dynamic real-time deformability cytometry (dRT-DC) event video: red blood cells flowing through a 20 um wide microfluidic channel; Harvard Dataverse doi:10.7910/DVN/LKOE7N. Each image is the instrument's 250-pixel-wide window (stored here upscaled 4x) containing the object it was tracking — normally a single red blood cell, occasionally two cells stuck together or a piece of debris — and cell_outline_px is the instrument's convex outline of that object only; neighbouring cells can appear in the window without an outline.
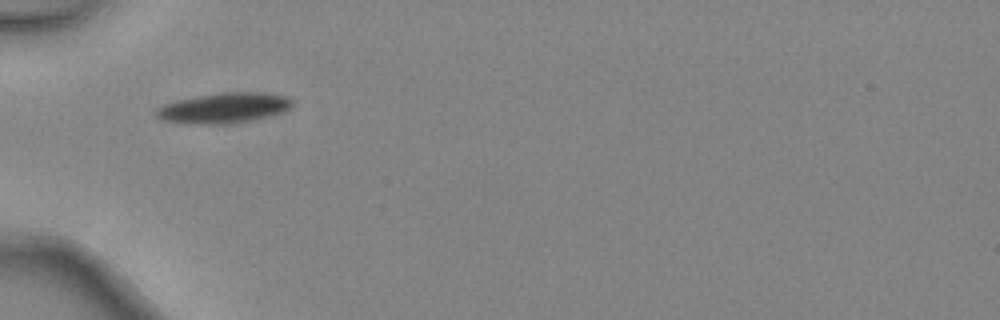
{"species": "common noctule bat (a hibernating species)", "species_latin": "Nyctalus noctula", "temperature_condition": "warm", "stored_images_in_passage": 1, "camera_frame_rate_fps": 3000, "um_per_image_px": 0.085, "animal": {"sex": "female", "body_mass_g": 24.6, "forearm_length_mm": 56.2}, "frame": {"image": 1, "passage_image": 1, "time_ms": 0.0, "image_size_px": [1000, 320], "cell_outline_px": [[292, 104], [288, 108], [280, 112], [248, 120], [228, 124], [180, 124], [160, 120], [152, 112], [156, 108], [164, 104], [176, 100], [196, 96], [224, 92], [248, 92], [284, 96], [292, 100]], "centroid_in_image_um": [18.85, 9.19], "position_along_channel_um": 66.2, "area_um2": 23.81}}